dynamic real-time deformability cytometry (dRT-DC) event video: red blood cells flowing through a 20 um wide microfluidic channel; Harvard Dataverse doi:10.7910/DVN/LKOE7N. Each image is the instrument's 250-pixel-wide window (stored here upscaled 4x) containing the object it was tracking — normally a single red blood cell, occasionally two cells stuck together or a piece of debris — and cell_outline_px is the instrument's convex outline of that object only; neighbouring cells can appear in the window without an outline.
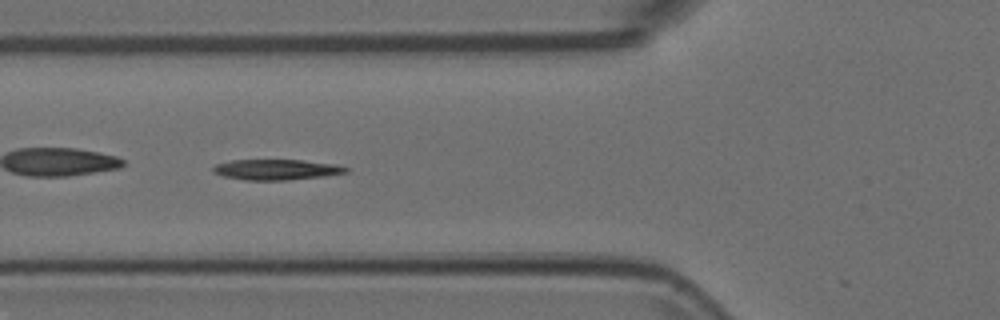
{"species": "Egyptian fruit bat (a non-hibernating species)", "species_latin": "Rousettus aegyptiacus", "temperature_condition": "room temperature", "stored_images_in_passage": 37, "camera_frame_rate_fps": 3000, "um_per_image_px": 0.085, "animal": {"sex": "female"}, "frame": {"image": 1, "passage_image": 6, "time_ms": 1.667, "image_size_px": [1000, 320], "cell_outline_px": [[348, 172], [324, 176], [288, 180], [244, 180], [224, 176], [212, 172], [212, 168], [216, 164], [232, 160], [304, 160], [336, 164], [348, 168]], "centroid_in_image_um": [23.49, 14.41], "position_along_channel_um": 102.3, "area_um2": 15.9}}
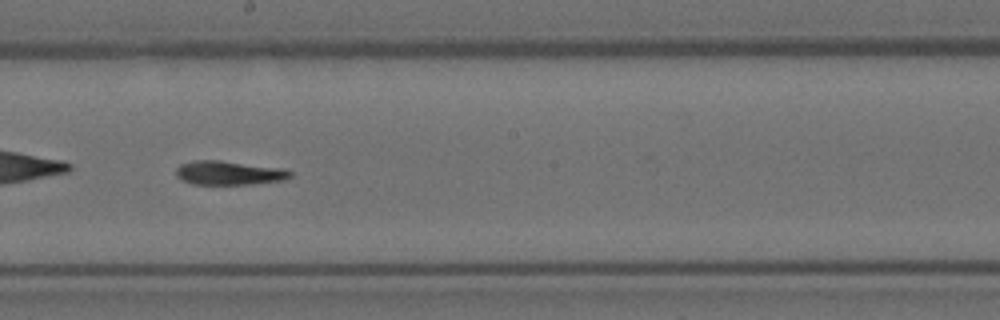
{"frame": {"image": 2, "passage_image": 16, "time_ms": 5.0, "image_size_px": [1000, 320], "cell_outline_px": [[292, 176], [284, 180], [252, 184], [192, 184], [176, 176], [176, 168], [180, 164], [192, 160], [220, 160], [284, 168], [292, 172]], "centroid_in_image_um": [19.47, 14.69], "position_along_channel_um": 228.7, "area_um2": 16.07}}
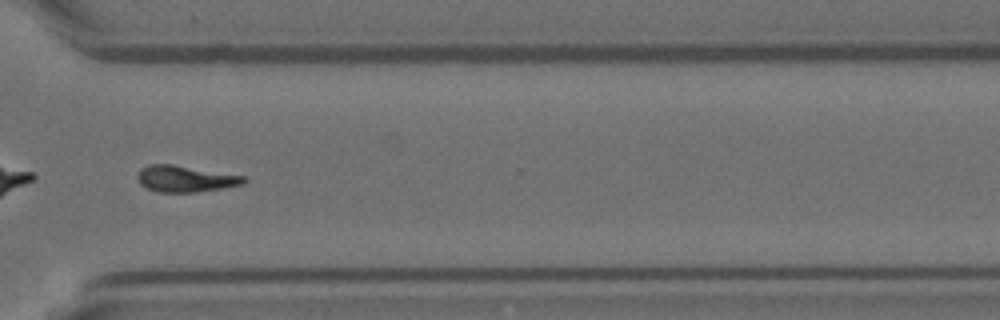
{"frame": {"image": 3, "passage_image": 26, "time_ms": 8.333, "image_size_px": [1000, 320], "cell_outline_px": [[248, 180], [244, 184], [196, 192], [160, 192], [148, 188], [140, 184], [136, 176], [140, 168], [148, 164], [172, 164], [244, 176]], "centroid_in_image_um": [15.72, 15.19], "position_along_channel_um": 354.9, "area_um2": 16.24}}